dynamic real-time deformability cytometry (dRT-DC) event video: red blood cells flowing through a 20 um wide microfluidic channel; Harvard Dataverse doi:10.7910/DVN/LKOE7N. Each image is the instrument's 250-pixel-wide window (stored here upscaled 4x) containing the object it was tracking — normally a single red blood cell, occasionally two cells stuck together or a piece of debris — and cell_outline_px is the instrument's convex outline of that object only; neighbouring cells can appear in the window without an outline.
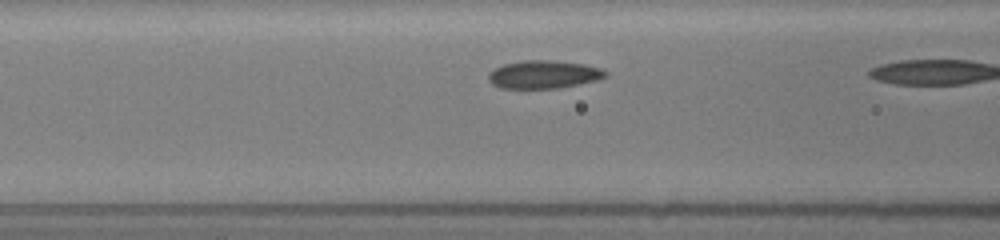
{"species": "common noctule bat (a hibernating species)", "species_latin": "Nyctalus noctula", "temperature_condition": "room temperature", "stored_images_in_passage": 7, "camera_frame_rate_fps": 3000, "um_per_image_px": 0.085, "animal": {"sex": "female", "body_mass_g": 19.5, "forearm_length_mm": 54.1}, "frame": {"image": 1, "passage_image": 6, "time_ms": 1.667, "image_size_px": [1000, 240], "cell_outline_px": [[608, 76], [600, 80], [556, 88], [500, 88], [492, 84], [488, 80], [488, 72], [504, 64], [524, 60], [552, 60], [584, 64], [600, 68], [608, 72]], "centroid_in_image_um": [46.23, 6.33], "position_along_channel_um": 120.4, "area_um2": 19.19}}